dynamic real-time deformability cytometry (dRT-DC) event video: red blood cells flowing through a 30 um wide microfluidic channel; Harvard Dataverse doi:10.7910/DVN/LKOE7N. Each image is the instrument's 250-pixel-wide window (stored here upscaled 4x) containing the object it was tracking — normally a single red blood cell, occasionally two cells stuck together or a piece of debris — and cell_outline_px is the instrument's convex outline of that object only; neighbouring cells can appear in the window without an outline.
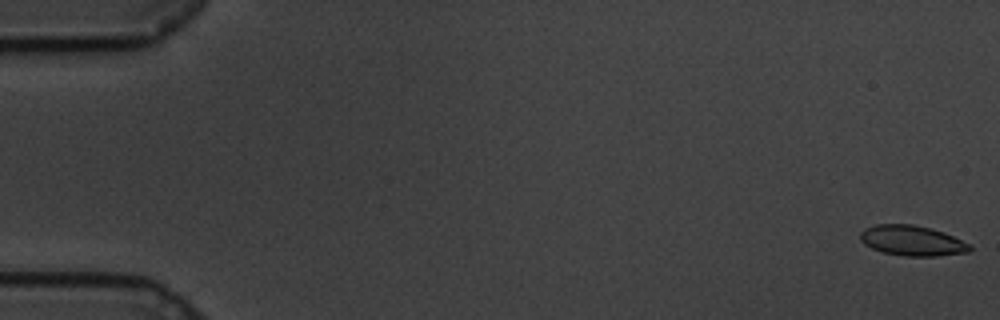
{"species": "common noctule bat (a hibernating species)", "species_latin": "Nyctalus noctula", "temperature_condition": "cold", "stored_images_in_passage": 60, "camera_frame_rate_fps": 3000, "um_per_image_px": 0.085, "animal": {"sex": "male", "body_mass_g": 19.5, "forearm_length_mm": 54.6}, "frame": {"image": 1, "passage_image": 1, "time_ms": 0.0, "image_size_px": [1000, 320], "cell_outline_px": [[972, 248], [968, 252], [936, 256], [904, 256], [884, 252], [872, 248], [864, 244], [860, 240], [860, 232], [864, 228], [876, 224], [912, 224], [944, 232], [972, 244]], "centroid_in_image_um": [77.53, 20.45], "position_along_channel_um": 7.5, "area_um2": 19.36}}
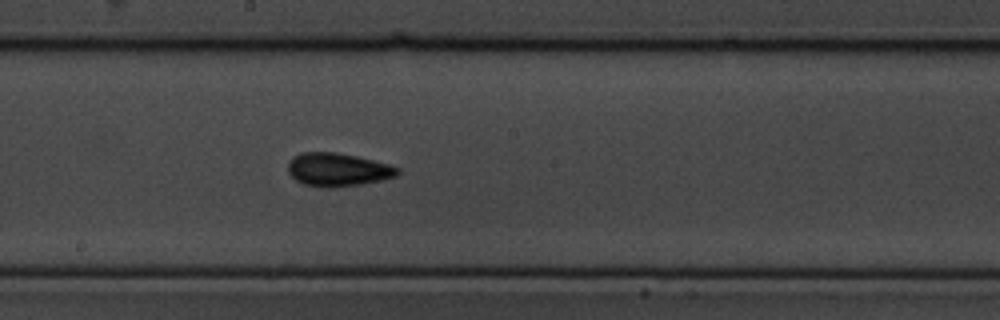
{"frame": {"image": 2, "passage_image": 33, "time_ms": 10.667, "image_size_px": [1000, 320], "cell_outline_px": [[400, 172], [396, 176], [380, 180], [360, 184], [332, 188], [324, 188], [304, 184], [296, 180], [288, 172], [288, 160], [292, 156], [300, 152], [336, 152], [356, 156], [388, 164], [400, 168]], "centroid_in_image_um": [28.67, 14.41], "position_along_channel_um": 219.5, "area_um2": 21.33}}
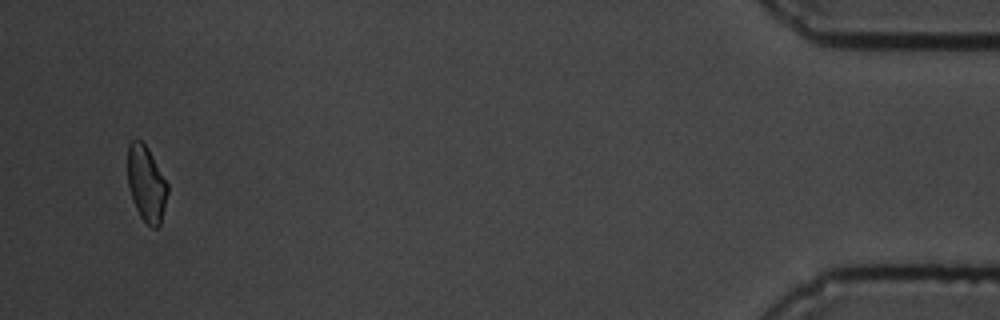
{"frame": {"image": 3, "passage_image": 58, "time_ms": 19.0, "image_size_px": [1000, 320], "cell_outline_px": [[168, 192], [160, 224], [156, 228], [152, 228], [140, 216], [132, 200], [128, 184], [128, 144], [132, 140], [140, 140], [148, 148], [168, 184]], "centroid_in_image_um": [12.44, 15.62], "position_along_channel_um": 422.8, "area_um2": 17.46}, "authors_computed_cell_mechanics": {"area_um2": 19.363, "velocity_mm_per_s": 3.3648, "shape_relaxation_time_tau1_ms": 5.6737, "shape_relaxation_time_tau2_ms": 2.2037, "deformation_change_tau1": 0.1114, "deformation_change_tau2": 0.0671}}